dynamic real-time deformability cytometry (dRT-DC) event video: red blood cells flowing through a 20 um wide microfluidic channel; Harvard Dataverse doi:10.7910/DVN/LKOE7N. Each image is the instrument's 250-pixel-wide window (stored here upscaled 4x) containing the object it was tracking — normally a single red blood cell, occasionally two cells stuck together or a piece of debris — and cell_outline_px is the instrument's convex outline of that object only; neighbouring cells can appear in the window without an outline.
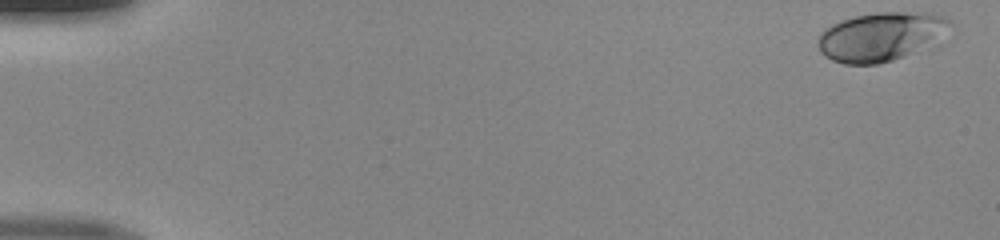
{"species": "human", "species_latin": "Homo sapiens", "temperature_condition": "room temperature", "stored_images_in_passage": 49, "camera_frame_rate_fps": 3000, "um_per_image_px": 0.085, "donor": {"sex": "male"}, "frame": {"image": 1, "passage_image": 1, "time_ms": 0.0, "image_size_px": [1000, 240], "cell_outline_px": [[952, 24], [936, 48], [880, 64], [844, 64], [832, 60], [824, 56], [820, 52], [816, 40], [824, 28], [840, 20], [856, 16], [876, 12], [928, 12], [944, 16], [952, 20]], "centroid_in_image_um": [74.98, 3.13], "position_along_channel_um": 10.0, "area_um2": 39.07}}
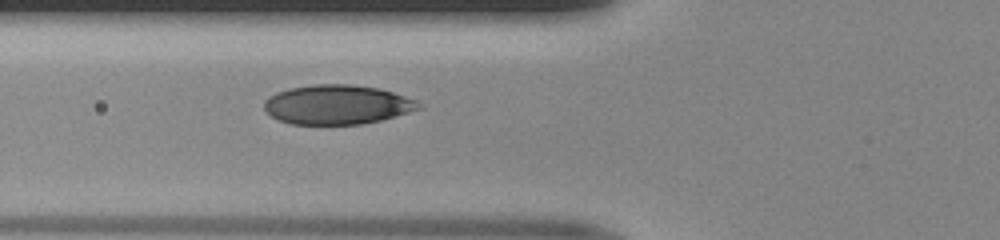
{"frame": {"image": 2, "passage_image": 19, "time_ms": 6.0, "image_size_px": [1000, 240], "cell_outline_px": [[424, 108], [396, 116], [364, 124], [292, 124], [280, 120], [272, 116], [264, 108], [264, 100], [268, 96], [276, 92], [288, 88], [312, 84], [352, 84], [380, 88], [416, 100]], "centroid_in_image_um": [28.67, 8.88], "position_along_channel_um": 97.1, "area_um2": 35.66}}
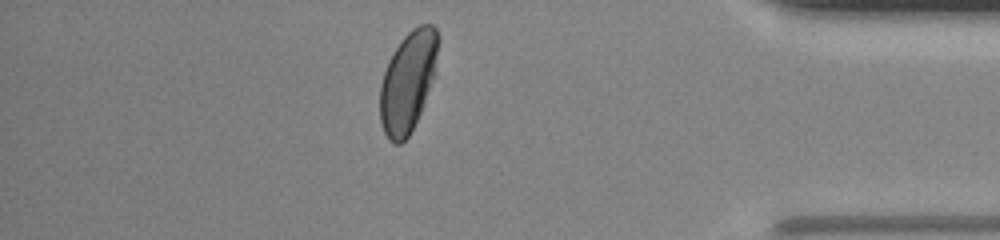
{"frame": {"image": 3, "passage_image": 43, "time_ms": 14.0, "image_size_px": [1000, 240], "cell_outline_px": [[440, 40], [432, 80], [420, 112], [408, 136], [400, 144], [392, 144], [388, 140], [384, 132], [380, 120], [380, 84], [388, 60], [392, 52], [404, 36], [412, 28], [420, 24], [432, 24], [436, 28], [440, 36]], "centroid_in_image_um": [34.66, 6.9], "position_along_channel_um": 400.5, "area_um2": 33.93}}